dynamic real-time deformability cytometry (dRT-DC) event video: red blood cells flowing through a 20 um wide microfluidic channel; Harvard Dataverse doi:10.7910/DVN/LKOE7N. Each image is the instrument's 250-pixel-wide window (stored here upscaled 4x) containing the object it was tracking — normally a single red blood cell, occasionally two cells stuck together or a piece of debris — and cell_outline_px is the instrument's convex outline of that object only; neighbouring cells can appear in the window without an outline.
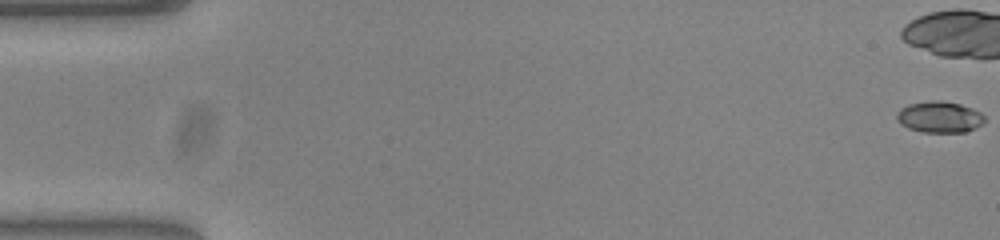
{"species": "common noctule bat (a hibernating species)", "species_latin": "Nyctalus noctula", "temperature_condition": "warm", "stored_images_in_passage": 14, "camera_frame_rate_fps": 3000, "um_per_image_px": 0.085, "animal": {"sex": "female", "body_mass_g": 23.0, "forearm_length_mm": 53.4}, "frame": {"image": 1, "passage_image": 1, "time_ms": 0.0, "image_size_px": [1000, 240], "cell_outline_px": [[984, 124], [976, 128], [964, 132], [924, 132], [908, 128], [900, 124], [896, 120], [896, 112], [900, 108], [908, 104], [932, 100], [940, 100], [960, 104], [972, 108], [980, 112], [984, 116]], "centroid_in_image_um": [79.84, 9.94], "position_along_channel_um": 5.2, "area_um2": 16.18}}